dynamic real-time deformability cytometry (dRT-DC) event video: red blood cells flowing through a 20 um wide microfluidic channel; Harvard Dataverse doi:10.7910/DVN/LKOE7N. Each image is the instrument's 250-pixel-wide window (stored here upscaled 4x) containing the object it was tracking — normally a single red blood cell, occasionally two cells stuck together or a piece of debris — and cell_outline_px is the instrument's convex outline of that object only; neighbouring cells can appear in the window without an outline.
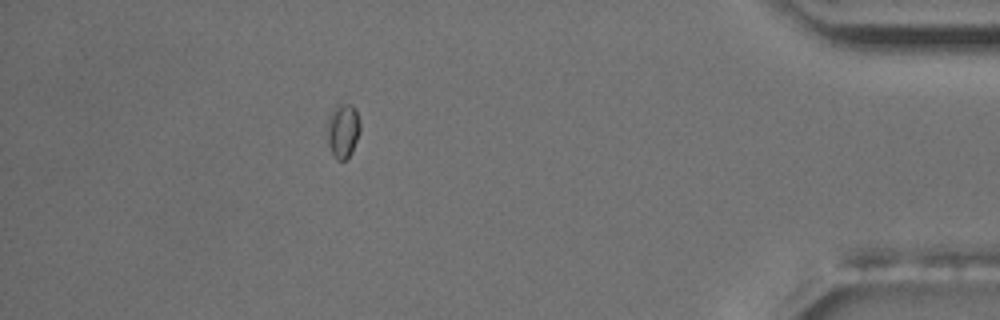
{"species": "common noctule bat (a hibernating species)", "species_latin": "Nyctalus noctula", "temperature_condition": "room temperature", "stored_images_in_passage": 57, "camera_frame_rate_fps": 3000, "um_per_image_px": 0.085, "animal": {"sex": "male", "body_mass_g": 17.5, "forearm_length_mm": 52.3}, "frame": {"image": 1, "passage_image": 51, "time_ms": 16.667, "image_size_px": [1000, 320], "cell_outline_px": [[360, 132], [352, 152], [344, 160], [336, 160], [328, 144], [328, 116], [332, 108], [336, 104], [352, 104], [356, 108], [360, 120]], "centroid_in_image_um": [29.17, 11.06], "position_along_channel_um": 406.0, "area_um2": 10.58}}